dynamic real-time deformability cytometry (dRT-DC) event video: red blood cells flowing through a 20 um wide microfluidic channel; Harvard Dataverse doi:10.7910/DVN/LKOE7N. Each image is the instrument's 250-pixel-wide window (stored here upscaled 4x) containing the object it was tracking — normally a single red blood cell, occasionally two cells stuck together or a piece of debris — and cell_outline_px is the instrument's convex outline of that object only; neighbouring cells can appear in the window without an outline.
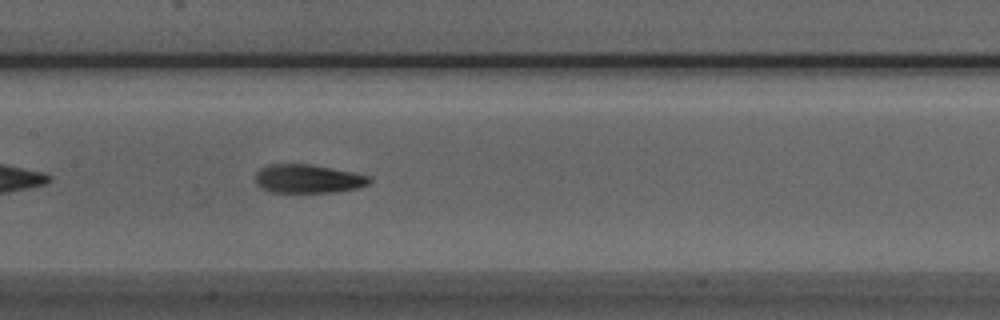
{"species": "Egyptian fruit bat (a non-hibernating species)", "species_latin": "Rousettus aegyptiacus", "temperature_condition": "room temperature", "stored_images_in_passage": 38, "camera_frame_rate_fps": 3000, "um_per_image_px": 0.085, "animal": {"sex": "male"}, "frame": {"image": 1, "passage_image": 11, "time_ms": 3.333, "image_size_px": [1000, 320], "cell_outline_px": [[372, 180], [368, 184], [356, 188], [332, 192], [268, 192], [260, 188], [256, 184], [256, 172], [260, 168], [268, 164], [312, 164], [372, 176]], "centroid_in_image_um": [26.15, 15.19], "position_along_channel_um": 181.2, "area_um2": 19.13}}
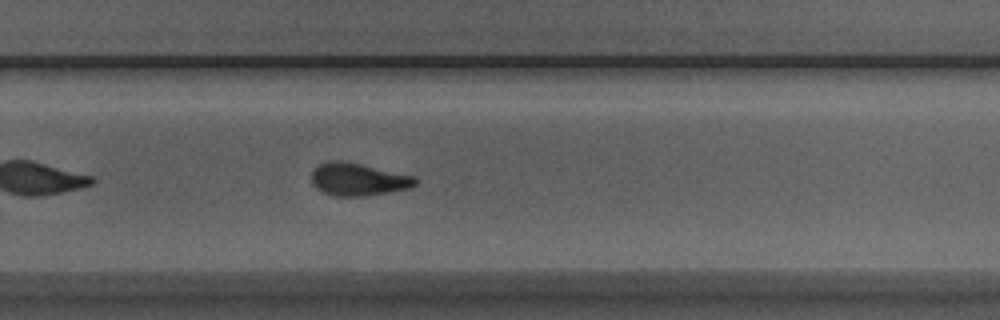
{"frame": {"image": 2, "passage_image": 20, "time_ms": 6.333, "image_size_px": [1000, 320], "cell_outline_px": [[420, 180], [416, 184], [408, 188], [364, 196], [332, 196], [316, 188], [312, 184], [312, 172], [320, 164], [328, 160], [340, 160], [360, 164], [416, 176]], "centroid_in_image_um": [30.45, 15.24], "position_along_channel_um": 299.4, "area_um2": 19.65}}
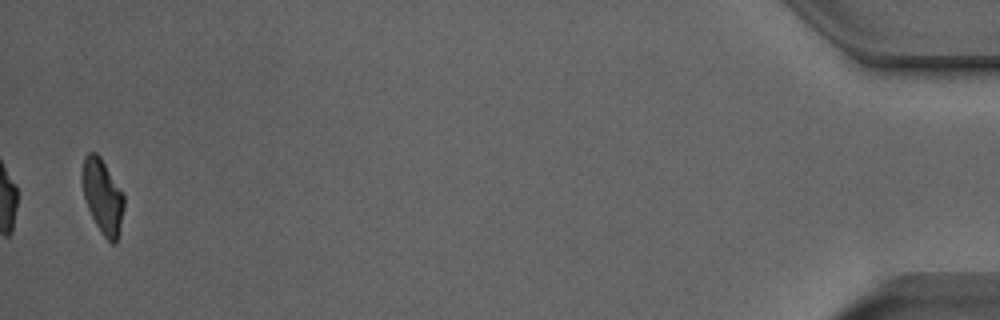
{"frame": {"image": 3, "passage_image": 37, "time_ms": 12.0, "image_size_px": [1000, 320], "cell_outline_px": [[124, 208], [120, 228], [116, 244], [112, 244], [104, 236], [96, 224], [88, 208], [84, 196], [80, 176], [84, 156], [88, 152], [96, 152], [100, 156], [124, 196]], "centroid_in_image_um": [8.7, 16.67], "position_along_channel_um": 426.5, "area_um2": 18.03}, "authors_computed_cell_mechanics": {"area_um2": 19.3341, "velocity_mm_per_s": 3.9507, "shape_relaxation_time_tau1_ms": 5.1016, "shape_relaxation_time_tau2_ms": 1.8192, "deformation_change_tau1": 0.2021, "deformation_change_tau2": 0.0909}}